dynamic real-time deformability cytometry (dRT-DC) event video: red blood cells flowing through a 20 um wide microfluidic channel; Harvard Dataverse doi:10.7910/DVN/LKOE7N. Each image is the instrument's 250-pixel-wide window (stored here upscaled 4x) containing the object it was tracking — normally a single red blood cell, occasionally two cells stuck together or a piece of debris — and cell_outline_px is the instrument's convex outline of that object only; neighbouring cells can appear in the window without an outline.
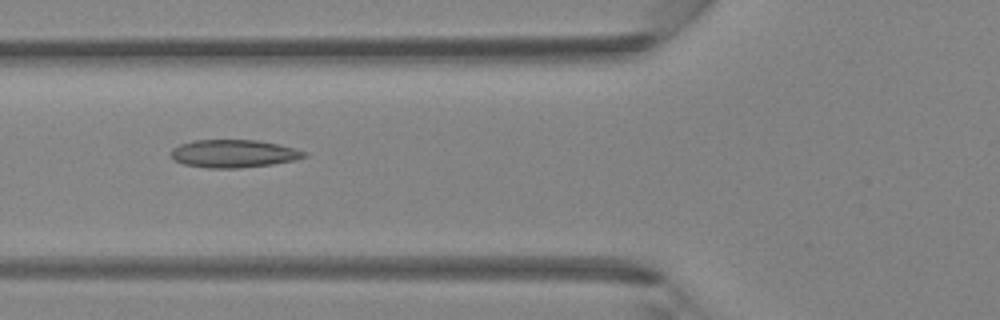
{"species": "Egyptian fruit bat (a non-hibernating species)", "species_latin": "Rousettus aegyptiacus", "temperature_condition": "room temperature", "stored_images_in_passage": 44, "camera_frame_rate_fps": 3000, "um_per_image_px": 0.085, "animal": {"sex": "female"}, "frame": {"image": 1, "passage_image": 17, "time_ms": 5.333, "image_size_px": [1000, 320], "cell_outline_px": [[308, 156], [296, 160], [272, 164], [240, 168], [208, 168], [184, 164], [176, 160], [168, 152], [172, 148], [180, 144], [192, 140], [256, 140], [280, 144], [296, 148], [308, 152]], "centroid_in_image_um": [19.9, 13.05], "position_along_channel_um": 105.9, "area_um2": 21.85}}
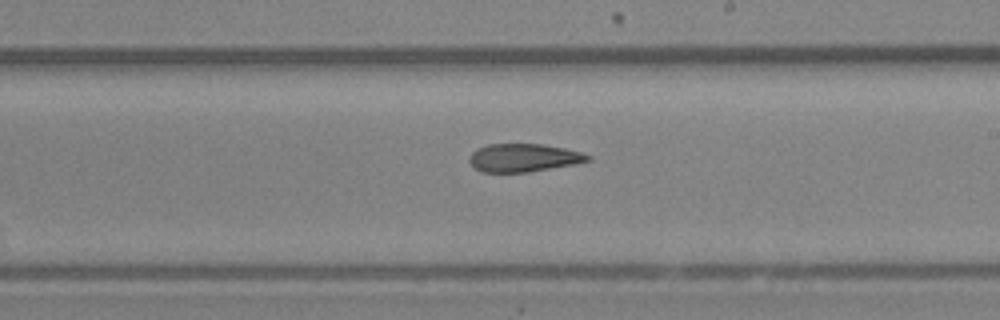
{"frame": {"image": 2, "passage_image": 26, "time_ms": 8.333, "image_size_px": [1000, 320], "cell_outline_px": [[592, 160], [576, 164], [528, 172], [480, 172], [468, 160], [468, 156], [476, 148], [488, 144], [544, 144], [564, 148], [580, 152], [592, 156]], "centroid_in_image_um": [44.51, 13.41], "position_along_channel_um": 244.5, "area_um2": 19.54}}
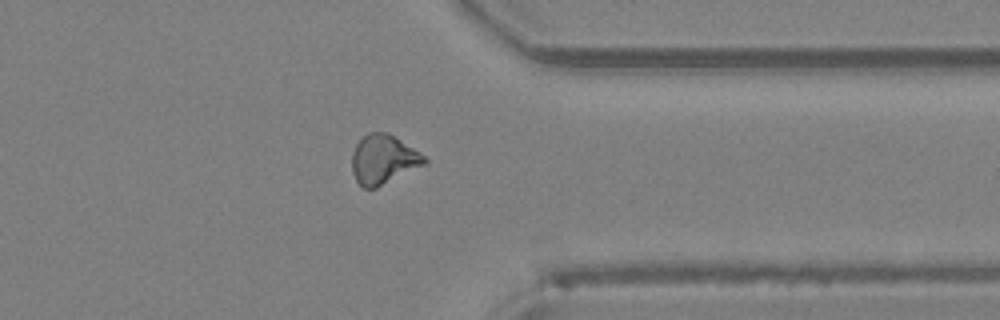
{"frame": {"image": 3, "passage_image": 35, "time_ms": 11.333, "image_size_px": [1000, 320], "cell_outline_px": [[428, 164], [376, 188], [364, 188], [356, 180], [352, 172], [352, 152], [356, 144], [368, 132], [388, 132], [424, 156], [428, 160]], "centroid_in_image_um": [32.59, 13.57], "position_along_channel_um": 378.8, "area_um2": 20.81}}